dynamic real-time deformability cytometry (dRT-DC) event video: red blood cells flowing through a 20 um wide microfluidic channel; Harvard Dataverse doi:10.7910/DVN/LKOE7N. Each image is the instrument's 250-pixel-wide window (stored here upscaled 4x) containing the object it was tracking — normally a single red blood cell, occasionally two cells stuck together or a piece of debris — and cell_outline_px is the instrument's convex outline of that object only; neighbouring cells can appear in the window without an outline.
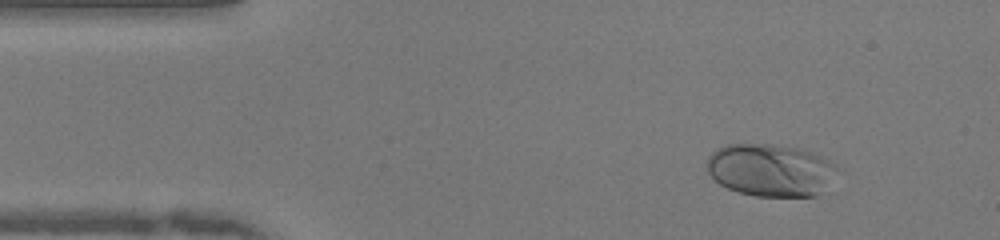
{"species": "human", "species_latin": "Homo sapiens", "temperature_condition": "warm", "stored_images_in_passage": 47, "camera_frame_rate_fps": 3000, "um_per_image_px": 0.085, "donor": {"sex": "female"}, "frame": {"image": 1, "passage_image": 3, "time_ms": 0.667, "image_size_px": [1000, 240], "cell_outline_px": [[836, 168], [816, 196], [756, 196], [740, 192], [728, 188], [712, 180], [708, 172], [708, 156], [716, 148], [728, 144], [768, 144], [796, 148], [816, 152], [836, 164]], "centroid_in_image_um": [65.42, 14.44], "position_along_channel_um": 19.6, "area_um2": 39.42}}
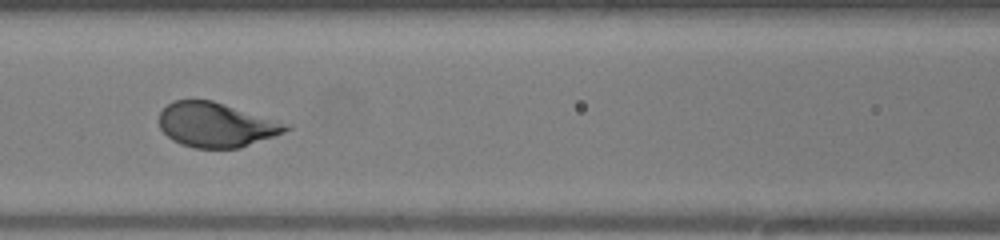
{"frame": {"image": 2, "passage_image": 18, "time_ms": 5.667, "image_size_px": [1000, 240], "cell_outline_px": [[292, 128], [284, 132], [240, 148], [192, 148], [180, 144], [172, 140], [160, 128], [160, 112], [172, 100], [212, 100], [292, 124]], "centroid_in_image_um": [18.39, 10.61], "position_along_channel_um": 148.2, "area_um2": 33.0}}
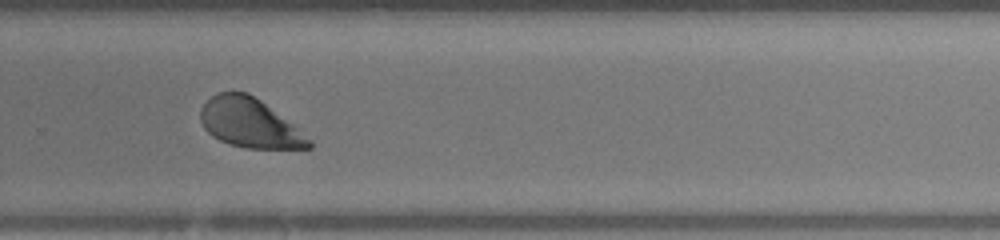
{"frame": {"image": 3, "passage_image": 30, "time_ms": 9.667, "image_size_px": [1000, 240], "cell_outline_px": [[312, 148], [244, 148], [228, 144], [212, 136], [204, 128], [200, 120], [200, 108], [216, 92], [248, 92], [260, 100], [292, 124], [312, 140]], "centroid_in_image_um": [21.19, 10.46], "position_along_channel_um": 308.6, "area_um2": 30.87}, "authors_computed_cell_mechanics": {"area_um2": 34.391, "velocity_mm_per_s": 4.0227, "shape_relaxation_time_tau1_ms": 2.0484, "shape_relaxation_time_tau2_ms": null, "deformation_change_tau1": 0.1433, "deformation_change_tau2": null}}